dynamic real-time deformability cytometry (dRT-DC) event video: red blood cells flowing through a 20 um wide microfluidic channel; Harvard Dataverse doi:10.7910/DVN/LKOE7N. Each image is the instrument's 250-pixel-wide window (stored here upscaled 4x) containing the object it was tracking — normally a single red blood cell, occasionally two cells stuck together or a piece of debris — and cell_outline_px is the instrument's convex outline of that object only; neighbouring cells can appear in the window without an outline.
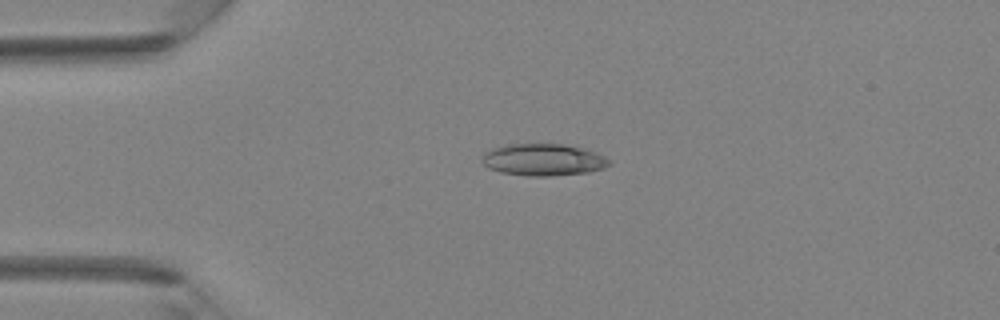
{"species": "Egyptian fruit bat (a non-hibernating species)", "species_latin": "Rousettus aegyptiacus", "temperature_condition": "room temperature", "stored_images_in_passage": 4, "camera_frame_rate_fps": 3000, "um_per_image_px": 0.085, "animal": {"sex": "female"}, "frame": {"image": 1, "passage_image": 2, "time_ms": 1.333, "image_size_px": [1000, 320], "cell_outline_px": [[612, 164], [604, 168], [588, 172], [552, 176], [524, 176], [500, 172], [488, 168], [480, 160], [484, 152], [492, 148], [508, 144], [564, 144], [596, 152], [604, 156]], "centroid_in_image_um": [46.14, 13.58], "position_along_channel_um": 38.9, "area_um2": 23.81}}
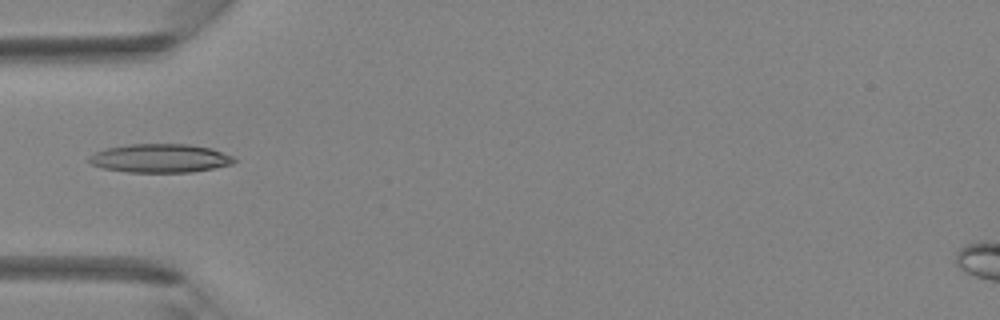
{"frame": {"image": 2, "passage_image": 3, "time_ms": 2.667, "image_size_px": [1000, 320], "cell_outline_px": [[236, 160], [232, 164], [192, 172], [128, 172], [104, 168], [92, 164], [88, 160], [88, 156], [96, 152], [108, 148], [128, 144], [188, 144], [212, 148], [232, 156]], "centroid_in_image_um": [13.62, 13.45], "position_along_channel_um": 71.4, "area_um2": 24.04}}
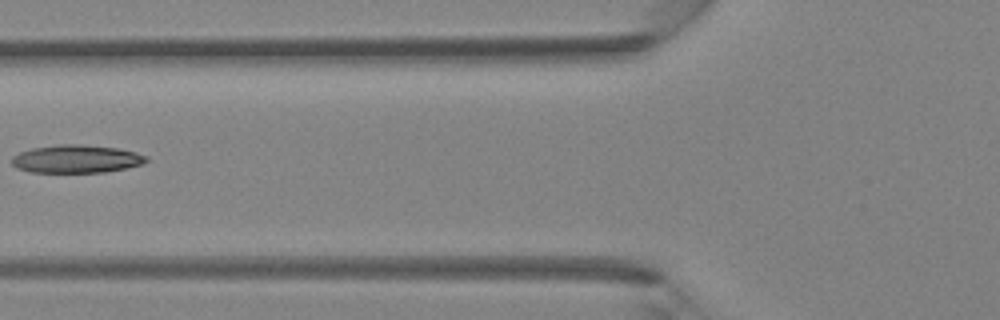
{"frame": {"image": 3, "passage_image": 4, "time_ms": 3.667, "image_size_px": [1000, 320], "cell_outline_px": [[148, 160], [144, 164], [104, 172], [28, 172], [16, 168], [12, 164], [12, 156], [20, 152], [32, 148], [60, 144], [80, 144], [116, 148], [136, 152], [148, 156]], "centroid_in_image_um": [6.48, 13.51], "position_along_channel_um": 119.3, "area_um2": 21.96}}